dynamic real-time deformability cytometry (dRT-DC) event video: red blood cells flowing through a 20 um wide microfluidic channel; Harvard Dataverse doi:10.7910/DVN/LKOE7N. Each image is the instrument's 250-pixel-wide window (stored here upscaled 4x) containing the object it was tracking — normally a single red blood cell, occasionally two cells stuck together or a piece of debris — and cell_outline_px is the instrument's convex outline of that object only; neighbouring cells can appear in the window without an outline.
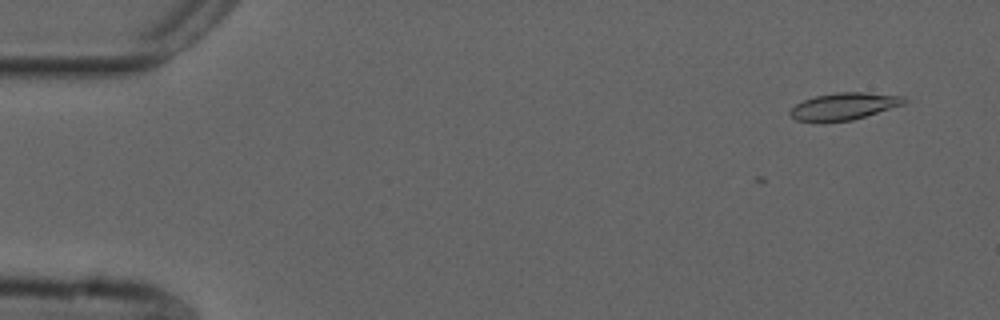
{"species": "common noctule bat (a hibernating species)", "species_latin": "Nyctalus noctula", "temperature_condition": "cold", "stored_images_in_passage": 6, "camera_frame_rate_fps": 3000, "um_per_image_px": 0.085, "animal": {"sex": "male", "forearm_length_mm": 52.5}, "frame": {"image": 1, "passage_image": 6, "time_ms": 1.667, "image_size_px": [1000, 320], "cell_outline_px": [[908, 100], [904, 104], [852, 120], [796, 120], [788, 112], [796, 104], [804, 100], [816, 96], [836, 92], [864, 92], [904, 96]], "centroid_in_image_um": [71.79, 9.0], "position_along_channel_um": 13.2, "area_um2": 17.46}}